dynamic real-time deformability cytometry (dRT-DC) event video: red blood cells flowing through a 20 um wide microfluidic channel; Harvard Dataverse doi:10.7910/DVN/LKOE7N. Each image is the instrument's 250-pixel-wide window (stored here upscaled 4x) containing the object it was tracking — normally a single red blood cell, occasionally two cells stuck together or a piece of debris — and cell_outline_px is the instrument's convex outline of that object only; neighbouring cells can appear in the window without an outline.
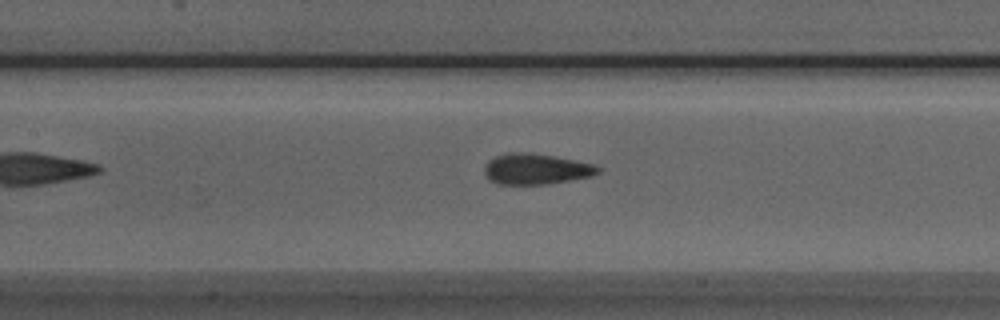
{"species": "Egyptian fruit bat (a non-hibernating species)", "species_latin": "Rousettus aegyptiacus", "temperature_condition": "room temperature", "stored_images_in_passage": 37, "camera_frame_rate_fps": 3000, "um_per_image_px": 0.085, "animal": {"sex": "male"}, "frame": {"image": 1, "passage_image": 9, "time_ms": 2.667, "image_size_px": [1000, 320], "cell_outline_px": [[604, 168], [600, 172], [592, 176], [548, 184], [500, 184], [488, 180], [484, 172], [484, 164], [488, 160], [504, 152], [528, 152], [576, 160], [596, 164]], "centroid_in_image_um": [45.57, 14.36], "position_along_channel_um": 161.8, "area_um2": 20.69}}
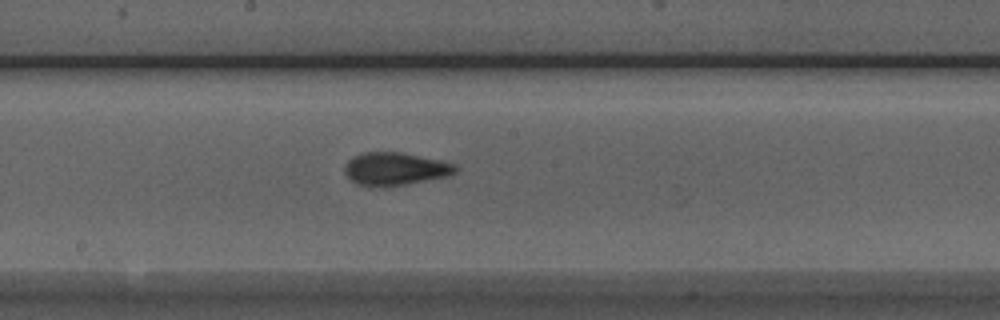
{"frame": {"image": 2, "passage_image": 13, "time_ms": 4.0, "image_size_px": [1000, 320], "cell_outline_px": [[460, 168], [456, 172], [448, 176], [408, 184], [384, 188], [380, 188], [356, 184], [344, 172], [344, 168], [348, 160], [352, 156], [364, 152], [400, 152], [440, 160], [456, 164]], "centroid_in_image_um": [33.59, 14.37], "position_along_channel_um": 214.6, "area_um2": 21.56}}
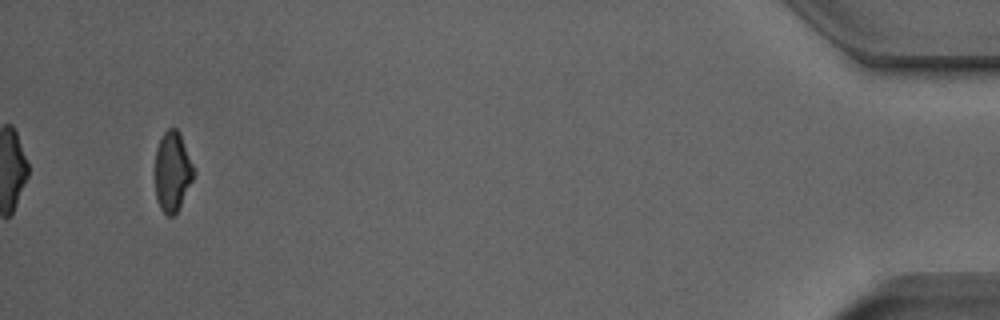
{"frame": {"image": 3, "passage_image": 35, "time_ms": 11.333, "image_size_px": [1000, 320], "cell_outline_px": [[196, 172], [180, 208], [172, 216], [168, 216], [160, 208], [156, 196], [156, 148], [164, 132], [168, 128], [176, 128], [180, 132]], "centroid_in_image_um": [14.68, 14.58], "position_along_channel_um": 420.5, "area_um2": 17.98}}